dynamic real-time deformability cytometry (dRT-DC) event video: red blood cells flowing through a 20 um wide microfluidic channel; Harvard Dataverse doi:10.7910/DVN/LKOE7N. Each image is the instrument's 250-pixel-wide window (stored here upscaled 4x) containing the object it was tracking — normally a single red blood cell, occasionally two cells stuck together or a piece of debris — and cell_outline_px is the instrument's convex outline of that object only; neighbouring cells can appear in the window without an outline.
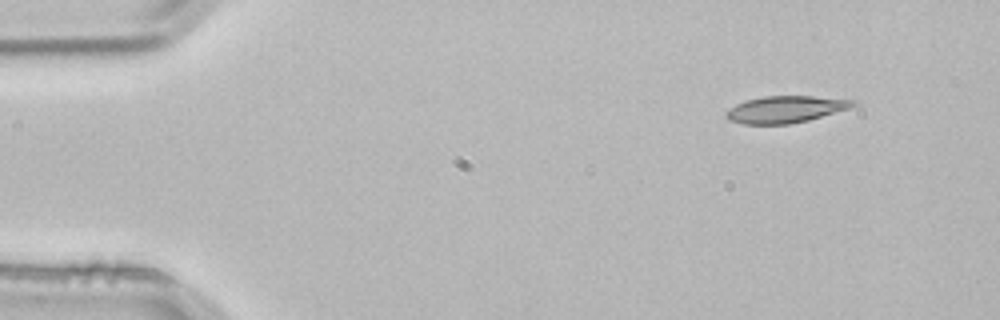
{"species": "common noctule bat (a hibernating species)", "species_latin": "Nyctalus noctula", "temperature_condition": "room temperature", "stored_images_in_passage": 3, "camera_frame_rate_fps": 3000, "um_per_image_px": 0.085, "animal": {"sex": "male", "body_mass_g": 21.5, "forearm_length_mm": 52.0}, "frame": {"image": 1, "passage_image": 1, "time_ms": 0.0, "image_size_px": [1000, 320], "cell_outline_px": [[856, 104], [848, 108], [808, 120], [788, 124], [744, 124], [728, 120], [724, 116], [724, 112], [728, 108], [744, 100], [764, 96], [812, 96], [856, 100]], "centroid_in_image_um": [66.68, 9.29], "position_along_channel_um": 18.3, "area_um2": 19.83}}